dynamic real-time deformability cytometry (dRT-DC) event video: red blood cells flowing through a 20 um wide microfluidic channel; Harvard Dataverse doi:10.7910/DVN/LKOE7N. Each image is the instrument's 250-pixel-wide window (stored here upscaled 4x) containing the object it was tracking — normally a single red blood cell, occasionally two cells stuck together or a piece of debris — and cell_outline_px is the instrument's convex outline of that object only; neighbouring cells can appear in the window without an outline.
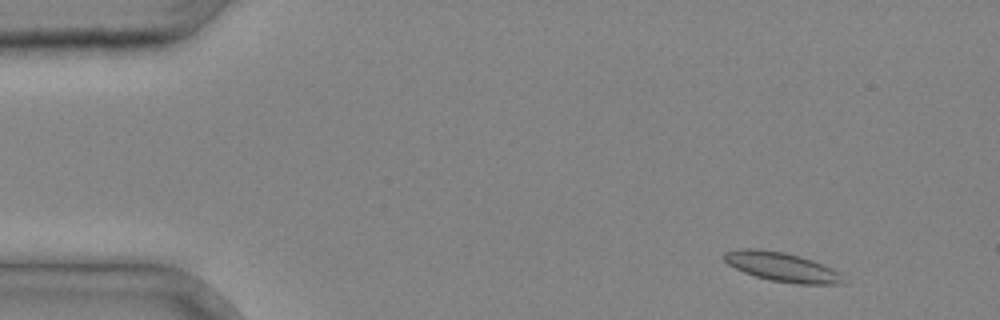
{"species": "common noctule bat (a hibernating species)", "species_latin": "Nyctalus noctula", "temperature_condition": "cold", "stored_images_in_passage": 36, "camera_frame_rate_fps": 3000, "um_per_image_px": 0.085, "animal": {"sex": "male", "body_mass_g": 20.4}, "frame": {"image": 1, "passage_image": 3, "time_ms": 0.667, "image_size_px": [1000, 320], "cell_outline_px": [[844, 284], [796, 284], [768, 280], [744, 272], [728, 264], [724, 260], [724, 252], [740, 248], [760, 248], [784, 252], [800, 256], [812, 260], [832, 268], [840, 272]], "centroid_in_image_um": [66.45, 22.68], "position_along_channel_um": 18.5, "area_um2": 20.35}}
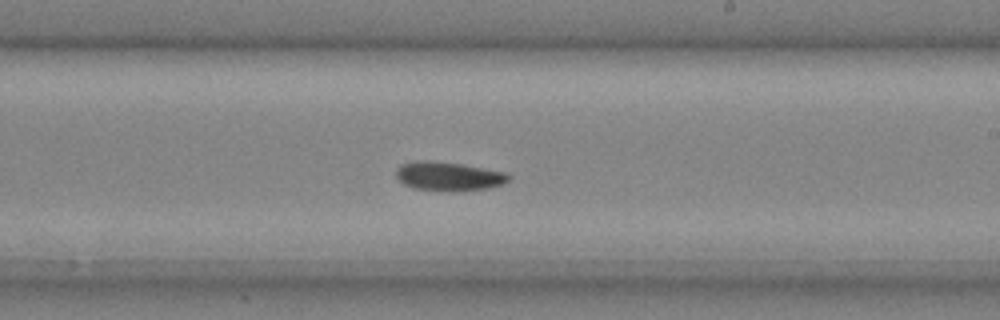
{"frame": {"image": 2, "passage_image": 22, "time_ms": 7.0, "image_size_px": [1000, 320], "cell_outline_px": [[512, 176], [508, 180], [500, 184], [488, 188], [460, 192], [448, 192], [412, 188], [404, 184], [396, 176], [396, 168], [400, 164], [420, 160], [428, 160], [460, 164], [504, 172]], "centroid_in_image_um": [38.09, 15.0], "position_along_channel_um": 250.9, "area_um2": 19.07}}
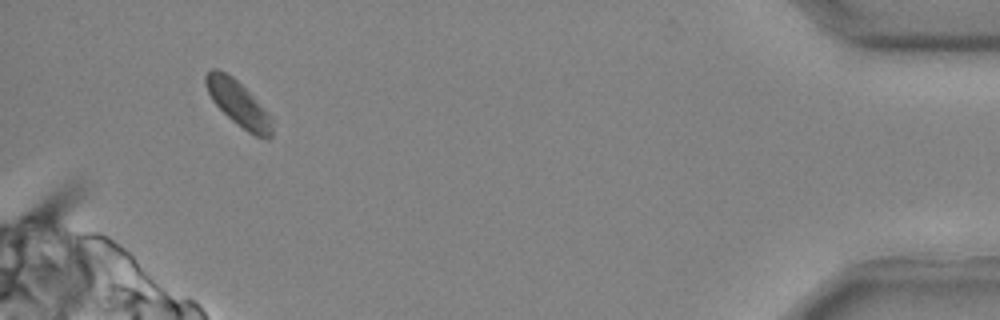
{"frame": {"image": 3, "passage_image": 35, "time_ms": 11.333, "image_size_px": [1000, 320], "cell_outline_px": [[272, 136], [268, 140], [264, 140], [248, 132], [236, 124], [212, 100], [204, 84], [204, 76], [212, 68], [216, 68], [232, 76], [272, 116]], "centroid_in_image_um": [20.27, 8.83], "position_along_channel_um": 414.9, "area_um2": 17.4}}